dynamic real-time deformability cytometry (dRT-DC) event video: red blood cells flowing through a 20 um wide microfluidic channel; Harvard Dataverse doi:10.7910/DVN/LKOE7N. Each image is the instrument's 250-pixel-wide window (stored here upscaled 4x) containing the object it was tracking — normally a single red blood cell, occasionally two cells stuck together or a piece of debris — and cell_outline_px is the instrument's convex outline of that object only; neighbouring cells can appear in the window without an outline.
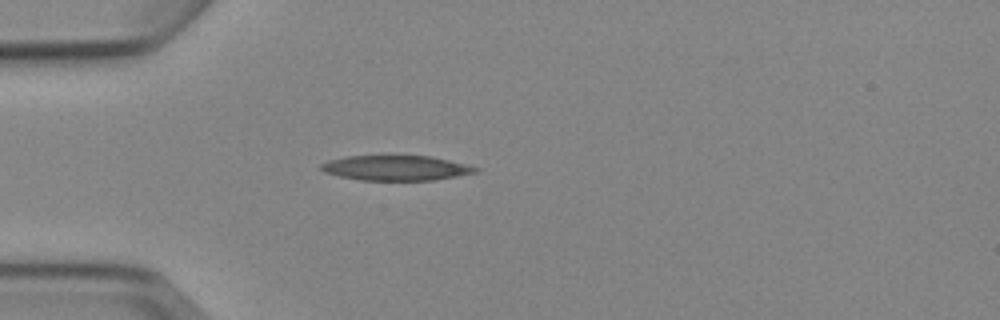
{"species": "Egyptian fruit bat (a non-hibernating species)", "species_latin": "Rousettus aegyptiacus", "temperature_condition": "cold", "stored_images_in_passage": 5, "camera_frame_rate_fps": 3000, "um_per_image_px": 0.085, "animal": {"sex": "female"}, "frame": {"image": 1, "passage_image": 5, "time_ms": 4.667, "image_size_px": [1000, 320], "cell_outline_px": [[480, 168], [476, 172], [436, 180], [360, 180], [340, 176], [324, 172], [320, 168], [320, 164], [328, 160], [348, 156], [380, 152], [428, 156], [448, 160]], "centroid_in_image_um": [33.58, 14.22], "position_along_channel_um": 51.4, "area_um2": 23.41}}